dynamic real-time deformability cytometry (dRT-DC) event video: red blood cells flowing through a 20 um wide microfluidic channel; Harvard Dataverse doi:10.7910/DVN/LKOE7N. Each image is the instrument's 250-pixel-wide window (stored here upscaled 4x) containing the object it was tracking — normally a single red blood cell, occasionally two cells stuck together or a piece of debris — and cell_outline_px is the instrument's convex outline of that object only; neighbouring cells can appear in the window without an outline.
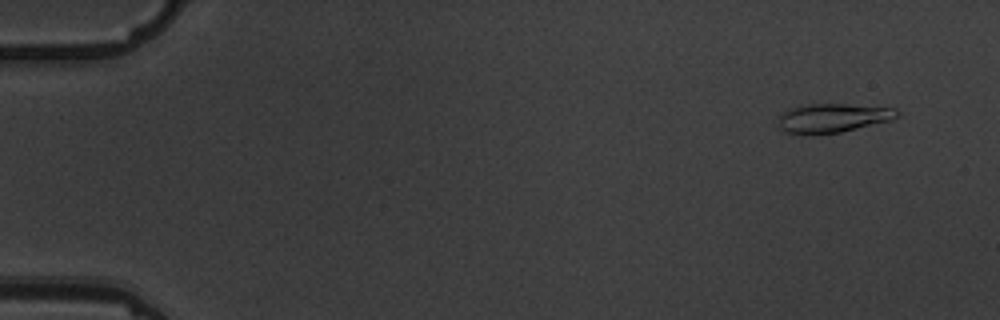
{"species": "common noctule bat (a hibernating species)", "species_latin": "Nyctalus noctula", "temperature_condition": "warm", "stored_images_in_passage": 6, "camera_frame_rate_fps": 3000, "um_per_image_px": 0.085, "animal": {"sex": "male", "body_mass_g": 19.5, "forearm_length_mm": 54.6}, "frame": {"image": 1, "passage_image": 2, "time_ms": 1.0, "image_size_px": [1000, 320], "cell_outline_px": [[900, 112], [892, 120], [840, 132], [784, 132], [780, 128], [780, 116], [788, 108], [808, 104], [848, 104], [896, 108]], "centroid_in_image_um": [70.85, 9.99], "position_along_channel_um": 14.1, "area_um2": 19.42}}